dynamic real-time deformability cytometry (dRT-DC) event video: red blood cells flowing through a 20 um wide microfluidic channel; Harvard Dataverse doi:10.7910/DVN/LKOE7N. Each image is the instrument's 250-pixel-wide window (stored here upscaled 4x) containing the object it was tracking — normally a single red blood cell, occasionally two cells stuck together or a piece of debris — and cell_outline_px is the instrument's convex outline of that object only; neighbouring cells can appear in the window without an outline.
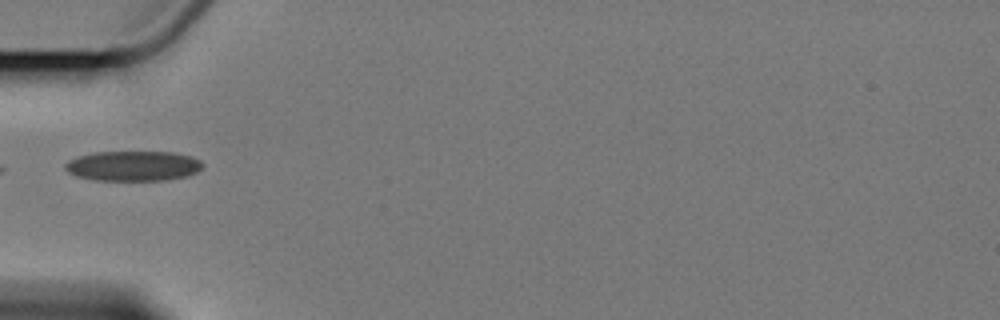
{"species": "Egyptian fruit bat (a non-hibernating species)", "species_latin": "Rousettus aegyptiacus", "temperature_condition": "cold", "stored_images_in_passage": 4, "camera_frame_rate_fps": 3000, "um_per_image_px": 0.085, "animal": {"sex": "female"}, "frame": {"image": 1, "passage_image": 4, "time_ms": 3.333, "image_size_px": [1000, 320], "cell_outline_px": [[204, 164], [196, 172], [188, 176], [164, 180], [96, 180], [76, 176], [68, 172], [64, 168], [64, 164], [68, 160], [92, 152], [172, 152], [192, 156], [200, 160]], "centroid_in_image_um": [11.31, 14.1], "position_along_channel_um": 73.7, "area_um2": 24.1}}